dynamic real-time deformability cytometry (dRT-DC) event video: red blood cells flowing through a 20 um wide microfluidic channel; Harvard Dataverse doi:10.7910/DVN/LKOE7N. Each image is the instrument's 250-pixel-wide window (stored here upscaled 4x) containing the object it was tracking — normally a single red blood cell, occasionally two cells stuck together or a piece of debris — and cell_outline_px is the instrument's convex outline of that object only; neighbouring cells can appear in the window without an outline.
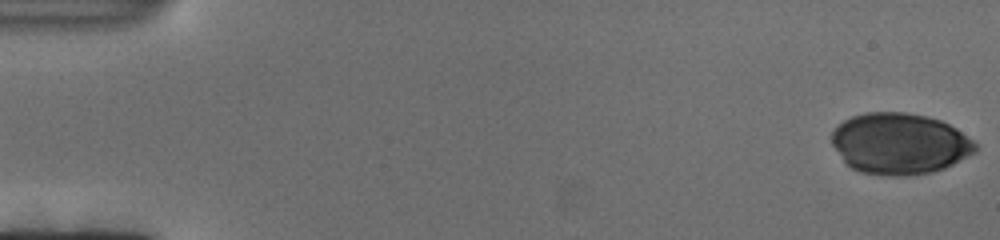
{"species": "human", "species_latin": "Homo sapiens", "temperature_condition": "cold", "stored_images_in_passage": 119, "camera_frame_rate_fps": 3000, "um_per_image_px": 0.085, "donor": {"sex": "female"}, "frame": {"image": 1, "passage_image": 1, "time_ms": 0.0, "image_size_px": [1000, 240], "cell_outline_px": [[976, 152], [944, 168], [932, 172], [908, 176], [888, 176], [860, 172], [852, 168], [844, 160], [832, 144], [832, 132], [844, 120], [852, 116], [864, 112], [904, 112], [924, 116], [940, 120], [956, 128], [972, 140], [976, 144]], "centroid_in_image_um": [76.46, 12.21], "position_along_channel_um": 8.5, "area_um2": 50.98}}
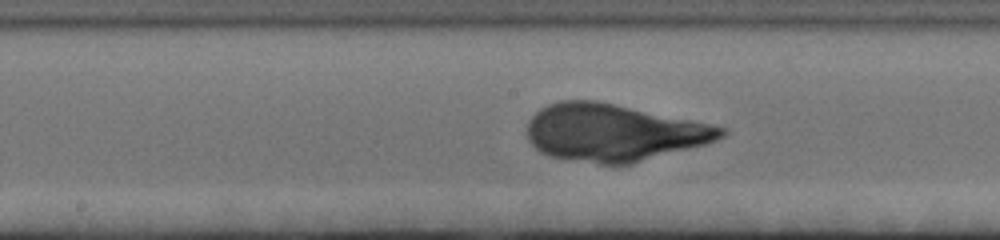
{"frame": {"image": 2, "passage_image": 68, "time_ms": 22.333, "image_size_px": [1000, 240], "cell_outline_px": [[728, 132], [724, 136], [708, 144], [632, 164], [600, 164], [548, 156], [540, 152], [528, 140], [528, 120], [540, 108], [548, 104], [560, 100], [596, 100], [712, 124], [728, 128]], "centroid_in_image_um": [52.18, 11.27], "position_along_channel_um": 196.0, "area_um2": 64.91}}
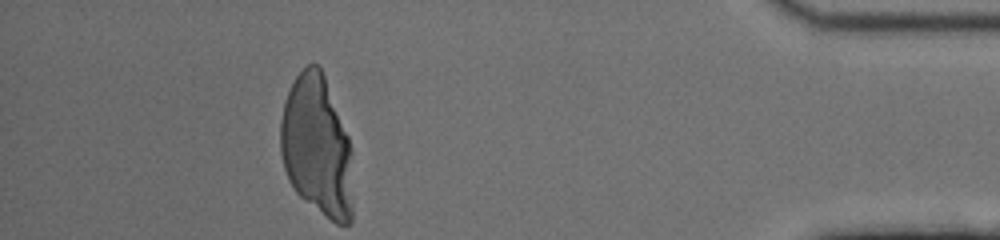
{"frame": {"image": 3, "passage_image": 119, "time_ms": 39.333, "image_size_px": [1000, 240], "cell_outline_px": [[352, 224], [336, 224], [300, 196], [296, 192], [288, 180], [284, 168], [280, 152], [280, 120], [284, 104], [288, 92], [296, 76], [308, 64], [320, 64], [348, 136], [352, 152]], "centroid_in_image_um": [26.95, 12.45], "position_along_channel_um": 408.3, "area_um2": 59.59}}